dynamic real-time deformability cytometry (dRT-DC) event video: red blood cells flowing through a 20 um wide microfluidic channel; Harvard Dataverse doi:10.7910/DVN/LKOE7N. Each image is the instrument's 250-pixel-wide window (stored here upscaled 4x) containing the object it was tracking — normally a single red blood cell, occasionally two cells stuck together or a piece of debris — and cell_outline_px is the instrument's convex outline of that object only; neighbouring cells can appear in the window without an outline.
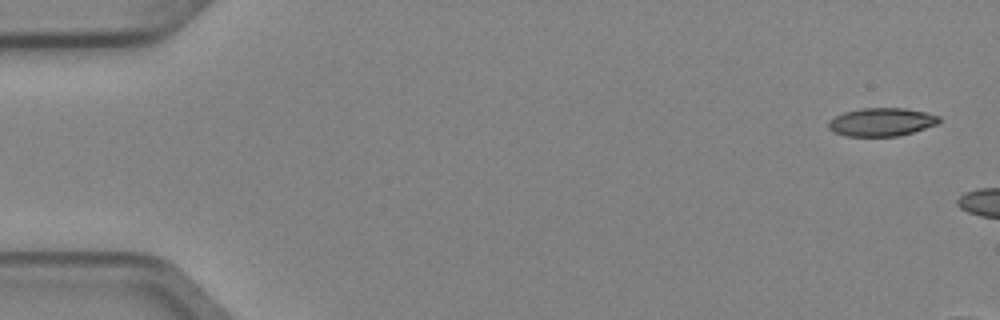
{"species": "Egyptian fruit bat (a non-hibernating species)", "species_latin": "Rousettus aegyptiacus", "temperature_condition": "cold", "stored_images_in_passage": 2, "camera_frame_rate_fps": 3000, "um_per_image_px": 0.085, "animal": {"sex": "female"}, "frame": {"image": 1, "passage_image": 1, "time_ms": 0.0, "image_size_px": [1000, 320], "cell_outline_px": [[940, 120], [936, 124], [912, 132], [896, 136], [844, 136], [828, 128], [828, 124], [836, 116], [844, 112], [864, 108], [904, 108], [924, 112], [940, 116]], "centroid_in_image_um": [74.93, 10.37], "position_along_channel_um": 10.1, "area_um2": 17.86}}